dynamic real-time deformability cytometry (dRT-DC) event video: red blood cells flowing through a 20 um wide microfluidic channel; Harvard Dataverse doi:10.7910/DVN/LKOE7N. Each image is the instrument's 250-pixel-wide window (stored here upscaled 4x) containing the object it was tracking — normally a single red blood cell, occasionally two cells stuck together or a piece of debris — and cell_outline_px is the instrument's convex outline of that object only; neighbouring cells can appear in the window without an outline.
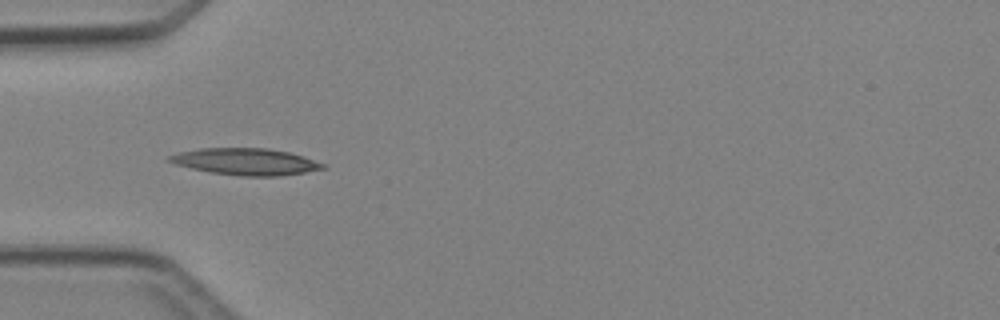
{"species": "Egyptian fruit bat (a non-hibernating species)", "species_latin": "Rousettus aegyptiacus", "temperature_condition": "cold", "stored_images_in_passage": 4, "camera_frame_rate_fps": 3000, "um_per_image_px": 0.085, "animal": {"sex": "female"}, "frame": {"image": 1, "passage_image": 3, "time_ms": 3.333, "image_size_px": [1000, 320], "cell_outline_px": [[328, 168], [280, 176], [244, 176], [212, 172], [192, 168], [176, 164], [164, 160], [168, 156], [176, 152], [200, 148], [268, 148], [288, 152], [304, 156], [324, 164]], "centroid_in_image_um": [20.86, 13.73], "position_along_channel_um": 64.1, "area_um2": 23.87}}
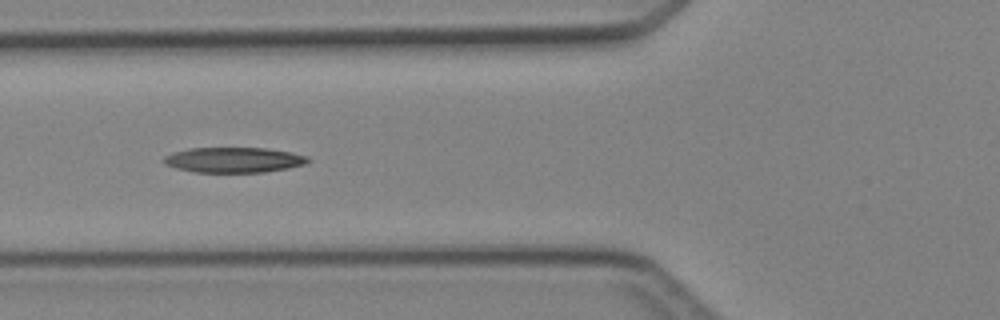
{"frame": {"image": 2, "passage_image": 4, "time_ms": 4.333, "image_size_px": [1000, 320], "cell_outline_px": [[312, 160], [304, 164], [288, 168], [264, 172], [192, 172], [176, 168], [164, 164], [160, 160], [164, 156], [172, 152], [188, 148], [264, 148], [288, 152], [308, 156]], "centroid_in_image_um": [19.81, 13.59], "position_along_channel_um": 106.0, "area_um2": 21.33}}